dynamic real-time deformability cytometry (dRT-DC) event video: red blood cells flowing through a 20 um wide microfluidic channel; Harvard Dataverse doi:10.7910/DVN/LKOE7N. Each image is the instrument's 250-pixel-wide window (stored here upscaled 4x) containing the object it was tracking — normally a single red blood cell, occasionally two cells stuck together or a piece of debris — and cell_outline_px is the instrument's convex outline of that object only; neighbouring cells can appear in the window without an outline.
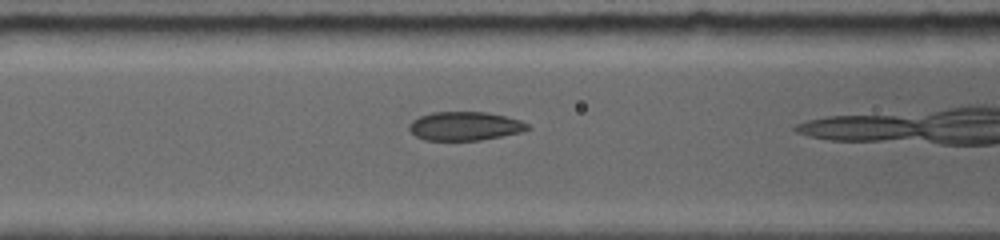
{"species": "common noctule bat (a hibernating species)", "species_latin": "Nyctalus noctula", "temperature_condition": "room temperature", "stored_images_in_passage": 3, "camera_frame_rate_fps": 5000, "um_per_image_px": 0.085, "animal": {"sex": "female", "body_mass_g": 19.0, "forearm_length_mm": 56.7}, "frame": {"image": 1, "passage_image": 3, "time_ms": 1.6, "image_size_px": [1000, 240], "cell_outline_px": [[532, 128], [524, 132], [480, 140], [424, 140], [416, 136], [408, 128], [408, 124], [412, 120], [420, 116], [432, 112], [484, 112], [504, 116], [520, 120], [528, 124]], "centroid_in_image_um": [39.52, 10.72], "position_along_channel_um": 127.1, "area_um2": 19.88}}